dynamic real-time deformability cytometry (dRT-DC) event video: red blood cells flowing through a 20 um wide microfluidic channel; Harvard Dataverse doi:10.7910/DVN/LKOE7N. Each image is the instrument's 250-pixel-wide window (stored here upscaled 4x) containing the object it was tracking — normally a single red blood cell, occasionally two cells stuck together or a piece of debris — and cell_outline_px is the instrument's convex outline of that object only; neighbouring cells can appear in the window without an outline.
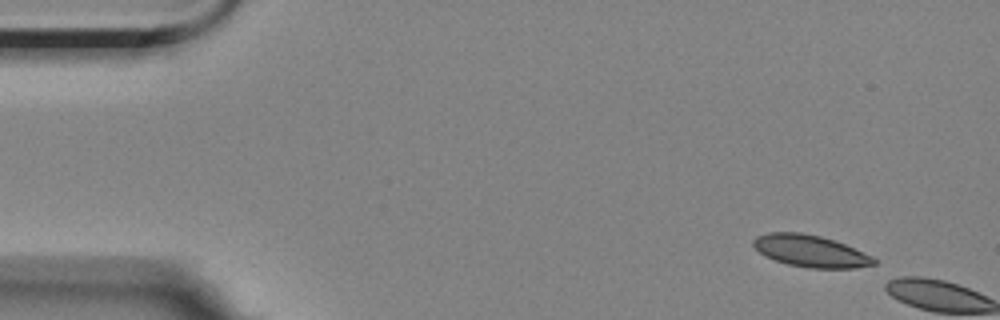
{"species": "Egyptian fruit bat (a non-hibernating species)", "species_latin": "Rousettus aegyptiacus", "temperature_condition": "room temperature", "stored_images_in_passage": 2, "camera_frame_rate_fps": 3000, "um_per_image_px": 0.085, "animal": {"sex": "female"}, "frame": {"image": 1, "passage_image": 1, "time_ms": 0.0, "image_size_px": [1000, 320], "cell_outline_px": [[876, 264], [856, 268], [808, 268], [788, 264], [764, 256], [752, 244], [752, 240], [756, 236], [768, 232], [800, 232], [820, 236], [844, 244], [872, 256], [876, 260]], "centroid_in_image_um": [68.87, 21.34], "position_along_channel_um": 16.1, "area_um2": 22.31}}